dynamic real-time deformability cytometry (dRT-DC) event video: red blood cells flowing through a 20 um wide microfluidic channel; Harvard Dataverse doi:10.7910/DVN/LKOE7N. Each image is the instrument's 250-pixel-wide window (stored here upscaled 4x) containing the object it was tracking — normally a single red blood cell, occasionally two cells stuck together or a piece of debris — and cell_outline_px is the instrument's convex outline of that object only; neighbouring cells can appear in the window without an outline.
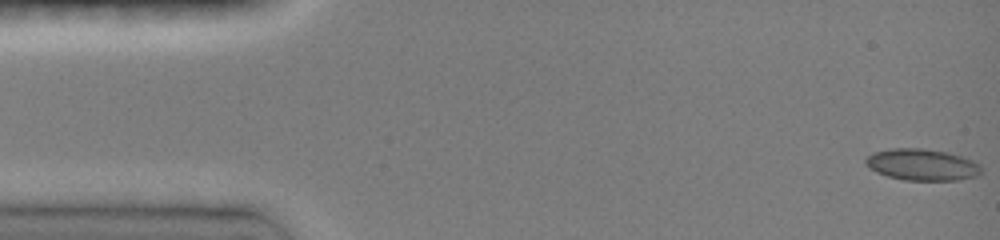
{"species": "common noctule bat (a hibernating species)", "species_latin": "Nyctalus noctula", "temperature_condition": "room temperature", "stored_images_in_passage": 8, "camera_frame_rate_fps": 3000, "um_per_image_px": 0.085, "animal": {"sex": "female", "body_mass_g": 19.0, "forearm_length_mm": 51.5}, "frame": {"image": 1, "passage_image": 1, "time_ms": 0.0, "image_size_px": [1000, 240], "cell_outline_px": [[980, 176], [960, 180], [904, 180], [888, 176], [876, 172], [868, 168], [864, 160], [872, 152], [892, 148], [924, 148], [948, 152], [972, 160], [980, 164]], "centroid_in_image_um": [78.37, 13.99], "position_along_channel_um": 6.6, "area_um2": 21.44}}
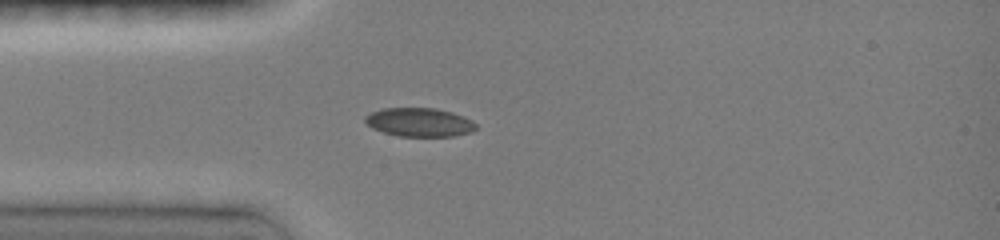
{"frame": {"image": 2, "passage_image": 6, "time_ms": 4.0, "image_size_px": [1000, 240], "cell_outline_px": [[476, 128], [472, 132], [452, 136], [400, 136], [384, 132], [372, 128], [364, 120], [364, 116], [380, 108], [436, 108], [452, 112], [464, 116], [472, 120], [476, 124]], "centroid_in_image_um": [35.66, 10.38], "position_along_channel_um": 49.3, "area_um2": 18.55}}